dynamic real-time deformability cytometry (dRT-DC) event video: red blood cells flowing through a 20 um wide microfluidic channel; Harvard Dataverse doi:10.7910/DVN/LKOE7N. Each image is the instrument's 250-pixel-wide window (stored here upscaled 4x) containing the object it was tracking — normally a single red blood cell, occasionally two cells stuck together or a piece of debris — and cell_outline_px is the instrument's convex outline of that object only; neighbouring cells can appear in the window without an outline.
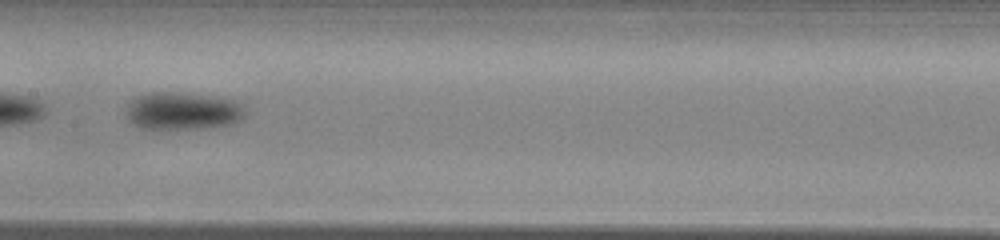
{"species": "common noctule bat (a hibernating species)", "species_latin": "Nyctalus noctula", "temperature_condition": "warm", "stored_images_in_passage": 36, "camera_frame_rate_fps": 3000, "um_per_image_px": 0.085, "animal": {"sex": "male", "body_mass_g": 13.0, "forearm_length_mm": 53.1}, "frame": {"image": 1, "passage_image": 11, "time_ms": 3.333, "image_size_px": [1000, 240], "cell_outline_px": [[248, 116], [236, 124], [204, 128], [144, 128], [136, 124], [128, 116], [128, 108], [132, 100], [136, 96], [152, 92], [180, 92], [232, 100], [240, 104], [244, 108]], "centroid_in_image_um": [15.63, 9.43], "position_along_channel_um": 191.8, "area_um2": 25.66}, "authors_computed_cell_mechanics": {"area_um2": 24.4494, "velocity_mm_per_s": 4.0943, "shape_relaxation_time_tau1_ms": 1.4484, "shape_relaxation_time_tau2_ms": null, "deformation_change_tau1": 0.0984, "deformation_change_tau2": null}}